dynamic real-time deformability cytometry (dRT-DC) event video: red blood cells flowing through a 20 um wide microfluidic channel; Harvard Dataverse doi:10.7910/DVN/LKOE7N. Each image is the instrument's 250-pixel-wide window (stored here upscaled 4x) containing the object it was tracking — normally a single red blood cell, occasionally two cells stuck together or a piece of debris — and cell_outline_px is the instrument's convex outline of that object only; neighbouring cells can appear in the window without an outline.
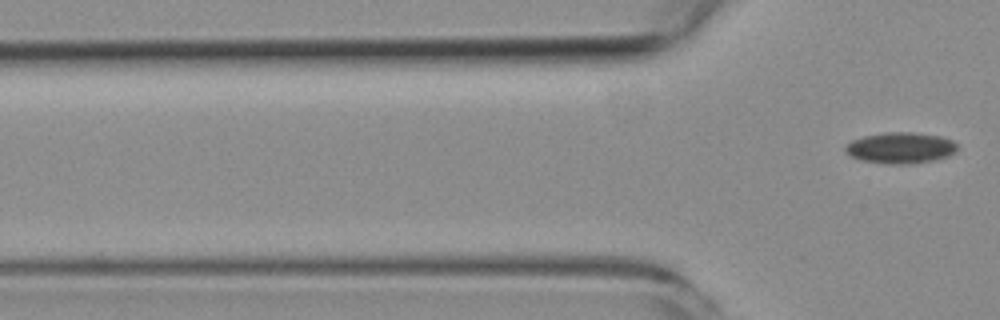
{"species": "common noctule bat (a hibernating species)", "species_latin": "Nyctalus noctula", "temperature_condition": "room temperature", "stored_images_in_passage": 3, "segment_of_instrument_passage": [2, 2], "camera_frame_rate_fps": 3000, "um_per_image_px": 0.085, "animal": {"sex": "female", "body_mass_g": 19.3, "forearm_length_mm": 54.1}, "frame": {"image": 1, "passage_image": 3, "time_ms": 2.333, "image_size_px": [1000, 320], "cell_outline_px": [[956, 152], [948, 156], [932, 160], [912, 164], [884, 164], [860, 160], [852, 156], [844, 148], [852, 140], [864, 136], [888, 132], [912, 132], [940, 136], [952, 140], [956, 144]], "centroid_in_image_um": [76.55, 12.57], "position_along_channel_um": 49.2, "area_um2": 20.17}}